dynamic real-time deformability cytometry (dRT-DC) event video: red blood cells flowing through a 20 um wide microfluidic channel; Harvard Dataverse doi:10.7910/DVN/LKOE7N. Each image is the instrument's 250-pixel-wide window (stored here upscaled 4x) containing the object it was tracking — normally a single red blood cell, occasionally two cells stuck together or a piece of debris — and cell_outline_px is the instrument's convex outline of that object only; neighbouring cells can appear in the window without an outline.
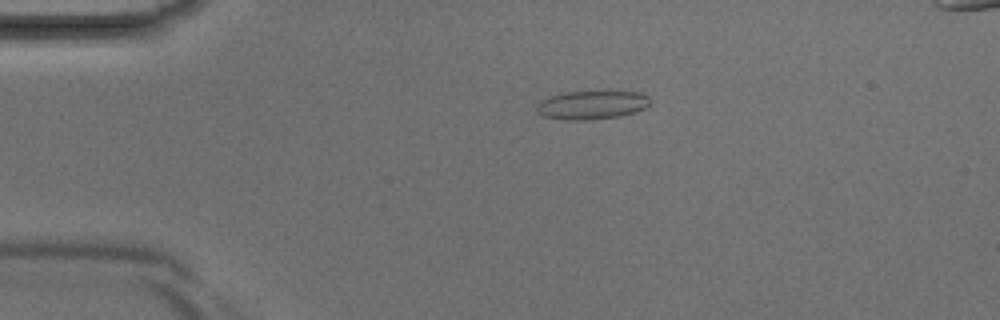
{"species": "Egyptian fruit bat (a non-hibernating species)", "species_latin": "Rousettus aegyptiacus", "temperature_condition": "room temperature", "stored_images_in_passage": 42, "camera_frame_rate_fps": 3000, "um_per_image_px": 0.085, "animal": {"sex": "male"}, "frame": {"image": 1, "passage_image": 9, "time_ms": 2.667, "image_size_px": [1000, 320], "cell_outline_px": [[652, 100], [644, 108], [636, 112], [620, 116], [588, 120], [564, 120], [544, 116], [536, 112], [536, 104], [540, 100], [548, 96], [560, 92], [640, 92], [648, 96]], "centroid_in_image_um": [50.26, 8.92], "position_along_channel_um": 34.7, "area_um2": 19.07}}
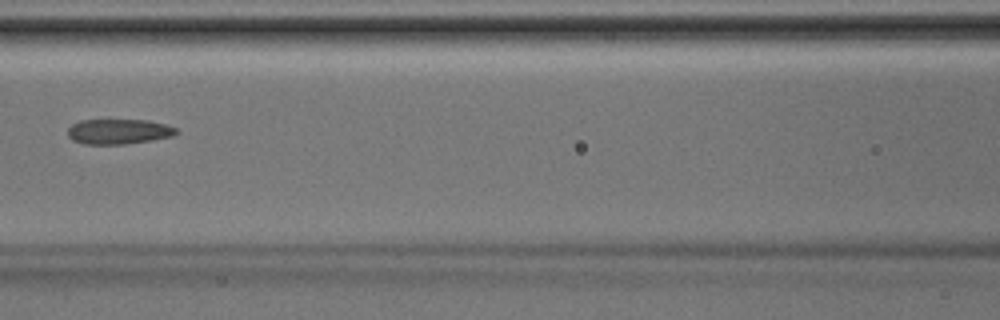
{"frame": {"image": 2, "passage_image": 19, "time_ms": 6.0, "image_size_px": [1000, 320], "cell_outline_px": [[176, 132], [172, 136], [152, 140], [124, 144], [84, 144], [72, 140], [68, 136], [68, 128], [72, 124], [80, 120], [148, 120], [164, 124], [176, 128]], "centroid_in_image_um": [10.04, 11.18], "position_along_channel_um": 156.6, "area_um2": 15.78}}
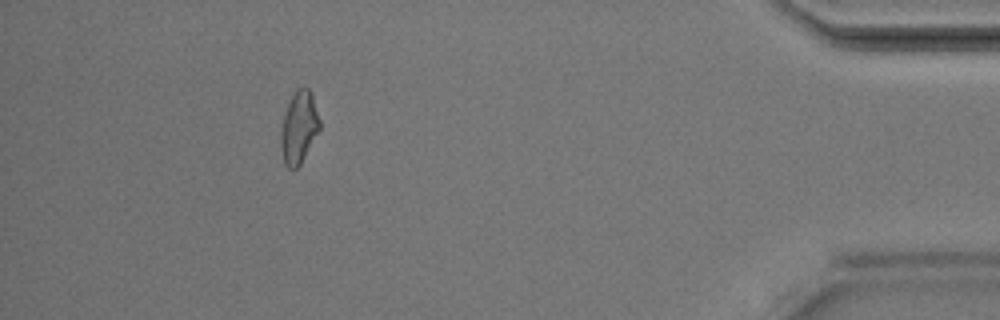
{"frame": {"image": 3, "passage_image": 38, "time_ms": 12.333, "image_size_px": [1000, 320], "cell_outline_px": [[320, 128], [300, 164], [296, 168], [288, 168], [284, 164], [280, 148], [280, 132], [284, 112], [296, 88], [308, 88], [312, 96], [320, 120]], "centroid_in_image_um": [25.38, 10.84], "position_along_channel_um": 409.8, "area_um2": 16.18}}